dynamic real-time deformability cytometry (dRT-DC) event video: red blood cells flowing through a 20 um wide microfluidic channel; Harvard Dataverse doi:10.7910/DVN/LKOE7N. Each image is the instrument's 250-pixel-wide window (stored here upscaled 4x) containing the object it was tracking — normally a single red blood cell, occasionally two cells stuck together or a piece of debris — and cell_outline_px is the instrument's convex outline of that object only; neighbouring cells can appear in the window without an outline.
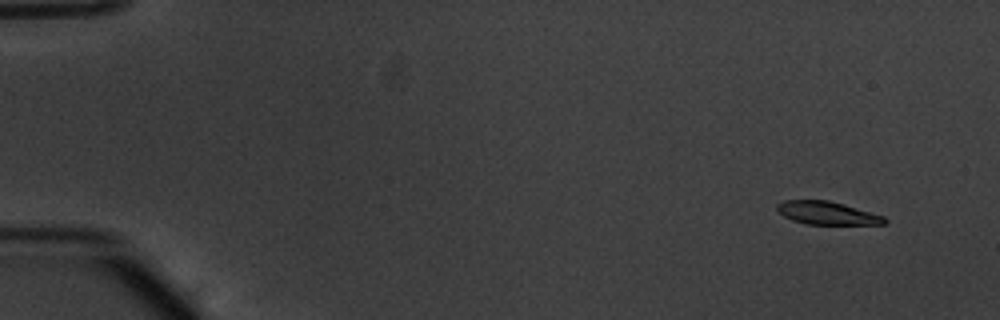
{"species": "common noctule bat (a hibernating species)", "species_latin": "Nyctalus noctula", "temperature_condition": "warm", "stored_images_in_passage": 51, "camera_frame_rate_fps": 3000, "um_per_image_px": 0.085, "animal": {"sex": "male", "body_mass_g": 20.1, "forearm_length_mm": 53.5}, "frame": {"image": 1, "passage_image": 1, "time_ms": 0.0, "image_size_px": [1000, 320], "cell_outline_px": [[888, 224], [804, 224], [792, 220], [784, 216], [776, 208], [776, 204], [784, 200], [828, 200], [844, 204], [884, 216], [888, 220]], "centroid_in_image_um": [70.31, 18.11], "position_along_channel_um": 14.7, "area_um2": 14.45}}
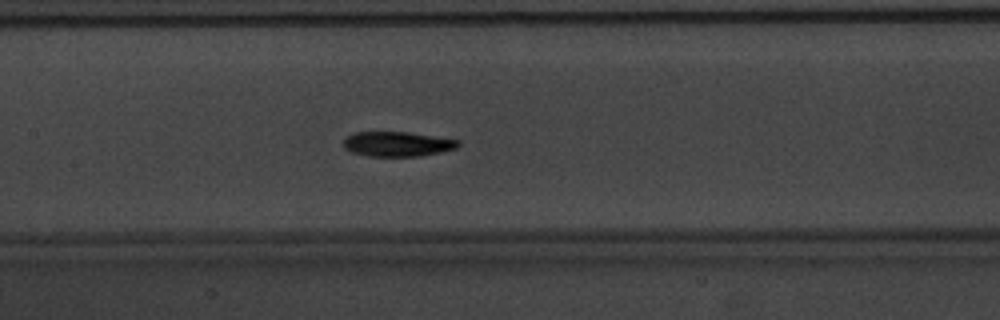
{"frame": {"image": 2, "passage_image": 24, "time_ms": 7.667, "image_size_px": [1000, 320], "cell_outline_px": [[460, 144], [456, 148], [440, 152], [420, 156], [368, 156], [352, 152], [344, 148], [344, 140], [352, 132], [408, 132], [460, 140]], "centroid_in_image_um": [33.77, 12.24], "position_along_channel_um": 173.6, "area_um2": 16.53}}
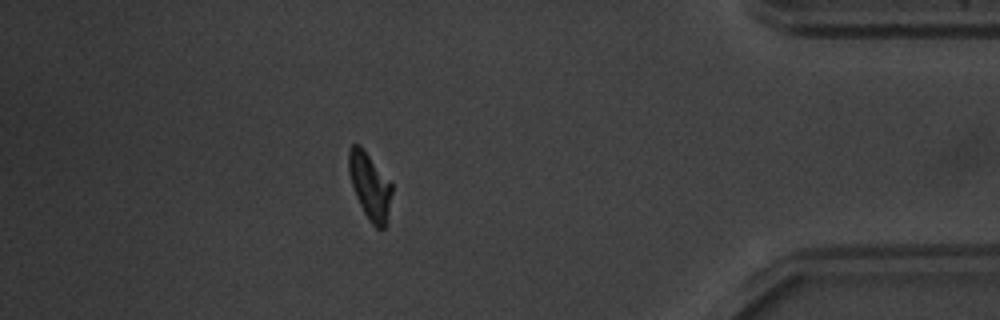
{"frame": {"image": 3, "passage_image": 45, "time_ms": 14.667, "image_size_px": [1000, 320], "cell_outline_px": [[392, 192], [388, 220], [384, 228], [376, 228], [368, 220], [356, 196], [348, 172], [348, 148], [352, 144], [360, 144], [392, 184]], "centroid_in_image_um": [31.43, 15.81], "position_along_channel_um": 403.8, "area_um2": 16.76}, "authors_computed_cell_mechanics": {"area_um2": 16.6464, "velocity_mm_per_s": 3.8087, "shape_relaxation_time_tau1_ms": 2.2074, "shape_relaxation_time_tau2_ms": 5.3386, "deformation_change_tau1": 0.1537, "deformation_change_tau2": 0.1258}}